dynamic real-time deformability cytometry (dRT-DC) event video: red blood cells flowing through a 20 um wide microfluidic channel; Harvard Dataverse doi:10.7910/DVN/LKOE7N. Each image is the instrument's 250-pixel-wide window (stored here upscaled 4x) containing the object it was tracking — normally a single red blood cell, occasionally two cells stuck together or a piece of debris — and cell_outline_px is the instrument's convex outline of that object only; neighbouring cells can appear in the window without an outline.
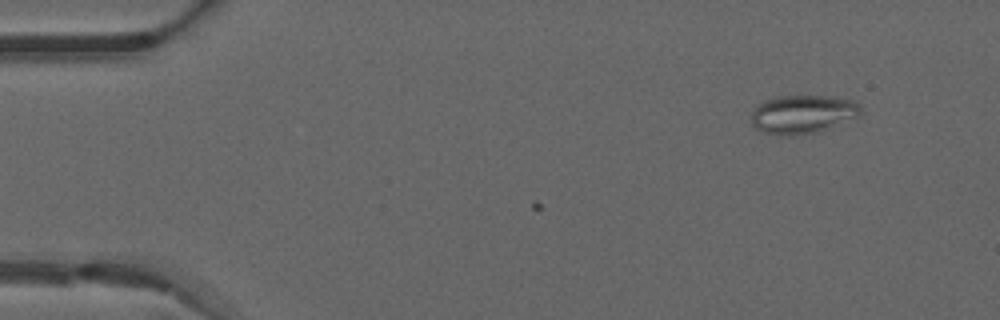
{"species": "common noctule bat (a hibernating species)", "species_latin": "Nyctalus noctula", "temperature_condition": "warm", "stored_images_in_passage": 8, "camera_frame_rate_fps": 3000, "um_per_image_px": 0.085, "animal": {"sex": "male", "forearm_length_mm": 52.5}, "frame": {"image": 1, "passage_image": 8, "time_ms": 2.333, "image_size_px": [1000, 320], "cell_outline_px": [[864, 112], [860, 116], [816, 132], [796, 136], [780, 136], [764, 132], [756, 128], [752, 124], [752, 112], [764, 100], [772, 96], [836, 96], [852, 100]], "centroid_in_image_um": [68.23, 9.71], "position_along_channel_um": 16.8, "area_um2": 24.68}}